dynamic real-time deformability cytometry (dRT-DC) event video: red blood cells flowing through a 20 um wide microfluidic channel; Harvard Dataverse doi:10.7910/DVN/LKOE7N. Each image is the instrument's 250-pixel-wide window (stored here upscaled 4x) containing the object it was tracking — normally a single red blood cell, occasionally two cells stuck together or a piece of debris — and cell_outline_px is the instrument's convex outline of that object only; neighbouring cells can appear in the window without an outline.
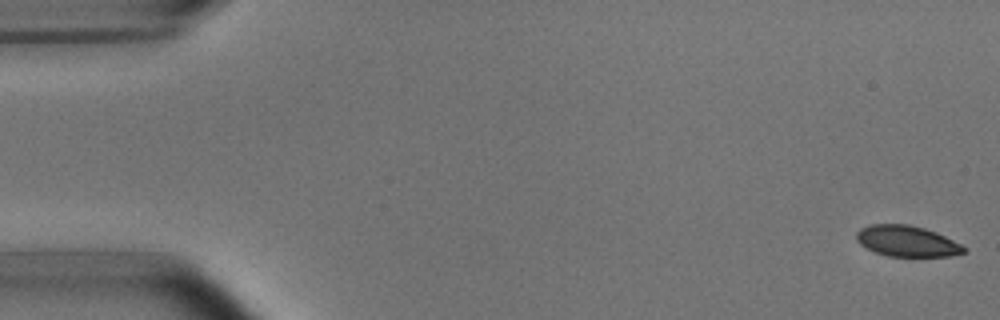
{"species": "common noctule bat (a hibernating species)", "species_latin": "Nyctalus noctula", "temperature_condition": "room temperature", "stored_images_in_passage": 4, "camera_frame_rate_fps": 3000, "um_per_image_px": 0.085, "animal": {"sex": "male", "body_mass_g": 15.6}, "frame": {"image": 1, "passage_image": 1, "time_ms": 0.0, "image_size_px": [1000, 320], "cell_outline_px": [[968, 252], [948, 256], [888, 256], [876, 252], [860, 244], [856, 240], [856, 232], [860, 228], [868, 224], [908, 224], [924, 228], [936, 232], [968, 248]], "centroid_in_image_um": [77.09, 20.49], "position_along_channel_um": 7.9, "area_um2": 19.36}}
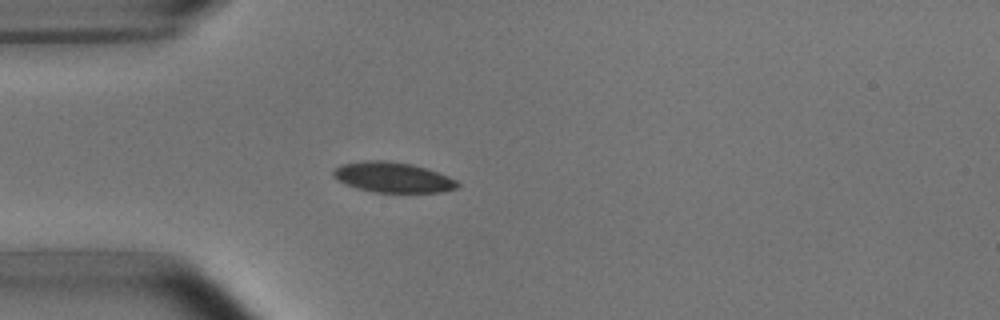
{"frame": {"image": 2, "passage_image": 4, "time_ms": 4.667, "image_size_px": [1000, 320], "cell_outline_px": [[460, 184], [456, 188], [444, 192], [372, 192], [356, 188], [336, 180], [332, 176], [332, 172], [340, 164], [368, 160], [380, 160], [412, 164], [448, 176], [456, 180]], "centroid_in_image_um": [33.35, 15.08], "position_along_channel_um": 51.6, "area_um2": 21.85}}